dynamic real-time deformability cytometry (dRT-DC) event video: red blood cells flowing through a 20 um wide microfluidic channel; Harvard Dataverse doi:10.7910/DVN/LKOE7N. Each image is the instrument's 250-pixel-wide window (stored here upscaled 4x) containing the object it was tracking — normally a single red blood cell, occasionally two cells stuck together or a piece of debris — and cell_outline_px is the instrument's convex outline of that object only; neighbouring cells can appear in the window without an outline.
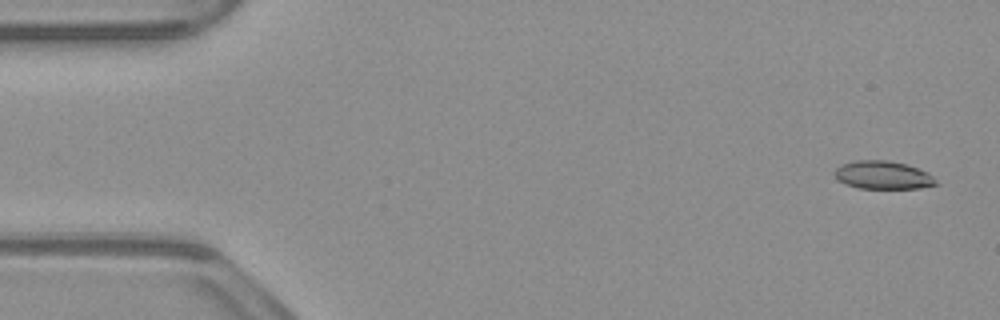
{"species": "common noctule bat (a hibernating species)", "species_latin": "Nyctalus noctula", "temperature_condition": "warm", "stored_images_in_passage": 53, "camera_frame_rate_fps": 3000, "um_per_image_px": 0.085, "animal": {"sex": "male", "body_mass_g": 23.1, "forearm_length_mm": 52.7}, "frame": {"image": 1, "passage_image": 2, "time_ms": 0.333, "image_size_px": [1000, 320], "cell_outline_px": [[940, 184], [920, 188], [856, 188], [844, 184], [836, 180], [832, 172], [840, 164], [856, 160], [888, 160], [908, 164], [928, 172]], "centroid_in_image_um": [75.01, 14.88], "position_along_channel_um": 10.0, "area_um2": 16.99}}
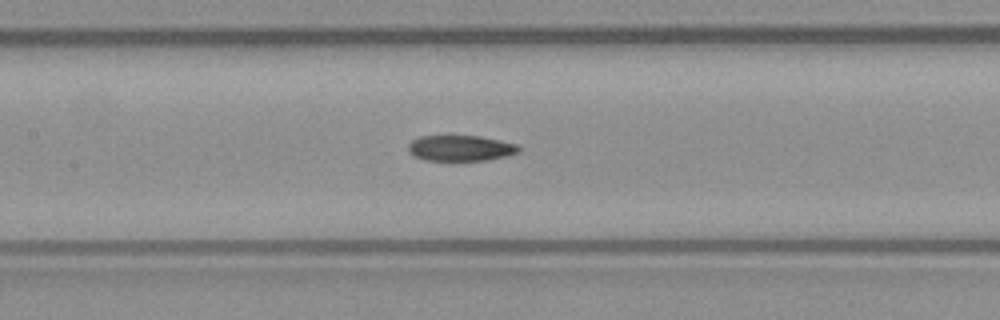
{"frame": {"image": 2, "passage_image": 24, "time_ms": 7.667, "image_size_px": [1000, 320], "cell_outline_px": [[520, 152], [508, 156], [488, 160], [424, 160], [408, 152], [408, 144], [412, 140], [420, 136], [480, 136], [500, 140], [516, 144], [520, 148]], "centroid_in_image_um": [39.16, 12.59], "position_along_channel_um": 168.2, "area_um2": 16.59}}
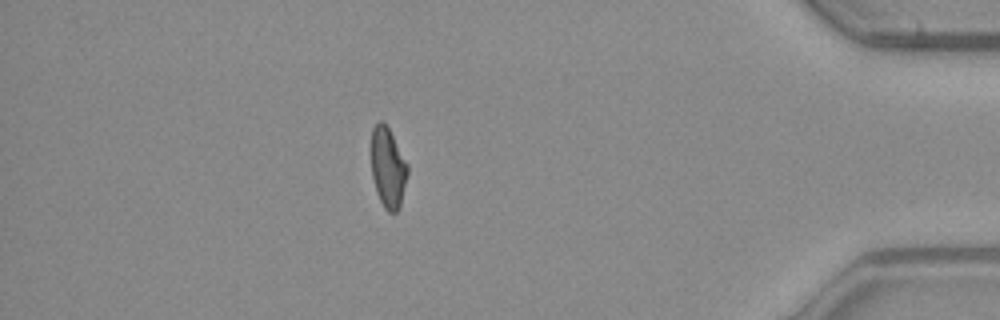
{"frame": {"image": 3, "passage_image": 46, "time_ms": 15.0, "image_size_px": [1000, 320], "cell_outline_px": [[408, 172], [400, 204], [396, 212], [388, 212], [384, 208], [376, 192], [372, 176], [372, 128], [380, 120], [388, 128], [408, 164]], "centroid_in_image_um": [32.97, 14.27], "position_along_channel_um": 402.2, "area_um2": 16.65}, "authors_computed_cell_mechanics": {"area_um2": 17.5712, "velocity_mm_per_s": 3.8742, "shape_relaxation_time_tau1_ms": null, "shape_relaxation_time_tau2_ms": 5.0646, "deformation_change_tau1": null, "deformation_change_tau2": 0.1244}}